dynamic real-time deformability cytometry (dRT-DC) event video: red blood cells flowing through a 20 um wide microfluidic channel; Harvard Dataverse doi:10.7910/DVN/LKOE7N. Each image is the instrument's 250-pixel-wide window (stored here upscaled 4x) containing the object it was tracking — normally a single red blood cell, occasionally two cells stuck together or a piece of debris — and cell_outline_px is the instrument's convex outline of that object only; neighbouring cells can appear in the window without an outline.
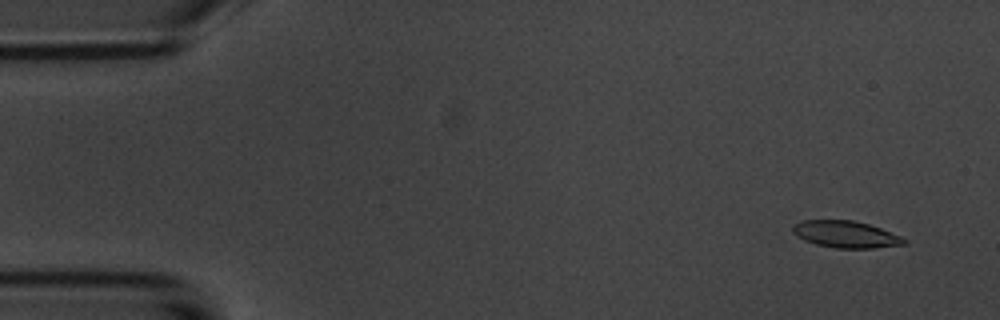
{"species": "common noctule bat (a hibernating species)", "species_latin": "Nyctalus noctula", "temperature_condition": "room temperature", "stored_images_in_passage": 5, "camera_frame_rate_fps": 3000, "um_per_image_px": 0.085, "animal": {"sex": "male", "body_mass_g": 20.1, "forearm_length_mm": 53.5}, "frame": {"image": 1, "passage_image": 1, "time_ms": 0.0, "image_size_px": [1000, 320], "cell_outline_px": [[908, 244], [872, 248], [836, 248], [816, 244], [804, 240], [796, 236], [792, 232], [792, 224], [804, 220], [852, 220], [868, 224], [880, 228], [900, 236], [908, 240]], "centroid_in_image_um": [71.87, 19.92], "position_along_channel_um": 13.1, "area_um2": 17.46}}
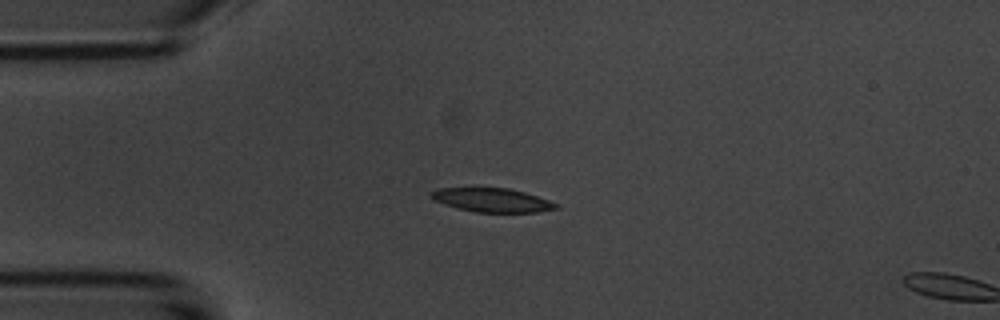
{"frame": {"image": 2, "passage_image": 4, "time_ms": 3.333, "image_size_px": [1000, 320], "cell_outline_px": [[560, 208], [540, 212], [476, 212], [456, 208], [444, 204], [436, 200], [432, 196], [432, 192], [436, 188], [508, 188], [524, 192], [560, 204]], "centroid_in_image_um": [41.89, 17.01], "position_along_channel_um": 43.1, "area_um2": 17.22}}